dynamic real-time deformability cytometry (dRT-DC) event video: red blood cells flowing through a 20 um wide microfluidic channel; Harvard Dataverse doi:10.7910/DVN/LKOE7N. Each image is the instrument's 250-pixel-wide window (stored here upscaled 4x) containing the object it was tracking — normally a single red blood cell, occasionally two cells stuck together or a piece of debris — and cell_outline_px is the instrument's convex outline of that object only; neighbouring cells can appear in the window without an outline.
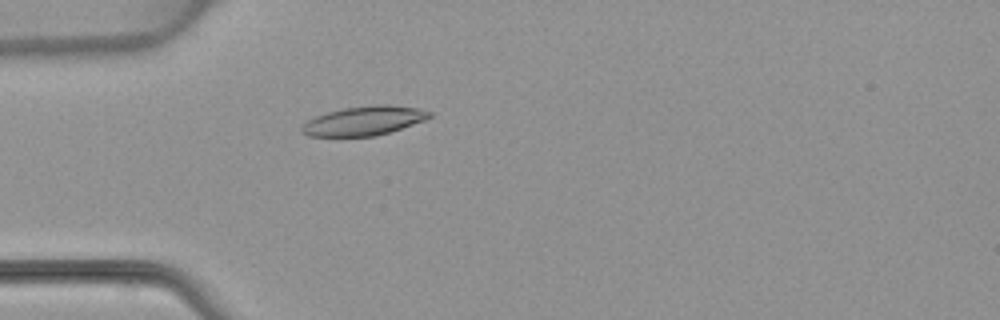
{"species": "common noctule bat (a hibernating species)", "species_latin": "Nyctalus noctula", "temperature_condition": "warm", "stored_images_in_passage": 4, "camera_frame_rate_fps": 3000, "um_per_image_px": 0.085, "animal": {"sex": "female", "body_mass_g": 22.7, "forearm_length_mm": 54.2}, "frame": {"image": 1, "passage_image": 4, "time_ms": 3.667, "image_size_px": [1000, 320], "cell_outline_px": [[432, 116], [424, 120], [376, 136], [308, 136], [300, 132], [300, 128], [308, 120], [316, 116], [328, 112], [344, 108], [376, 104], [388, 104], [420, 108], [432, 112]], "centroid_in_image_um": [30.94, 10.26], "position_along_channel_um": 54.1, "area_um2": 21.62}}